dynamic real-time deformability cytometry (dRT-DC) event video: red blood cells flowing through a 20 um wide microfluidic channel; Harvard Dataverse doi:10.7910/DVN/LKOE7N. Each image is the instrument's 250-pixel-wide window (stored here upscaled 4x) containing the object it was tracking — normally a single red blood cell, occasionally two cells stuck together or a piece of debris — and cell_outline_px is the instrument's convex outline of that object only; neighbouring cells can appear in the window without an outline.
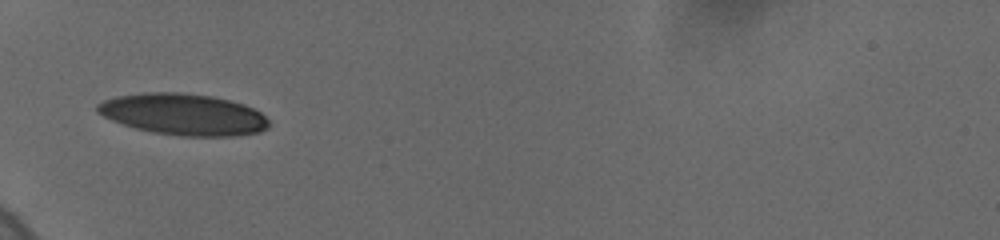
{"species": "human", "species_latin": "Homo sapiens", "temperature_condition": "cold", "stored_images_in_passage": 39, "camera_frame_rate_fps": 3000, "um_per_image_px": 0.085, "donor": {"sex": "female"}, "frame": {"image": 1, "passage_image": 1, "time_ms": 0.0, "image_size_px": [1000, 240], "cell_outline_px": [[268, 128], [260, 132], [236, 136], [180, 136], [152, 132], [136, 128], [112, 120], [96, 112], [96, 104], [104, 100], [116, 96], [144, 92], [180, 92], [212, 96], [244, 104], [260, 112], [268, 120]], "centroid_in_image_um": [15.58, 9.72], "position_along_channel_um": 69.4, "area_um2": 41.44}}
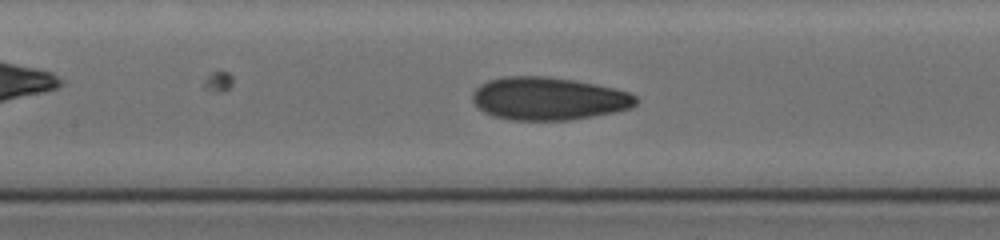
{"frame": {"image": 2, "passage_image": 17, "time_ms": 2.667, "image_size_px": [1000, 240], "cell_outline_px": [[640, 100], [632, 108], [616, 112], [568, 120], [508, 120], [492, 116], [484, 112], [472, 100], [472, 92], [480, 84], [488, 80], [504, 76], [544, 76], [572, 80], [612, 88], [628, 92], [636, 96]], "centroid_in_image_um": [46.6, 8.39], "position_along_channel_um": 160.8, "area_um2": 40.86}}
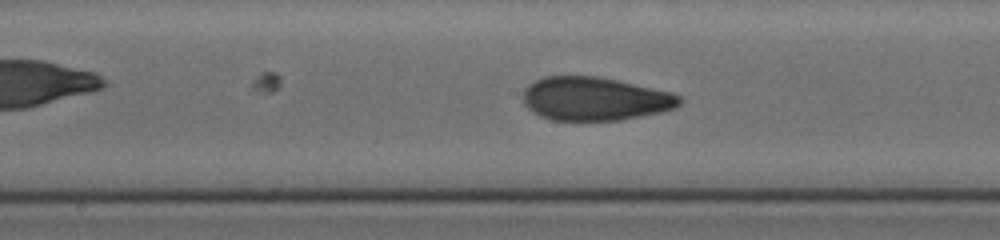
{"frame": {"image": 3, "passage_image": 23, "time_ms": 3.667, "image_size_px": [1000, 240], "cell_outline_px": [[684, 100], [676, 108], [660, 112], [620, 120], [552, 120], [540, 116], [532, 112], [524, 104], [524, 88], [528, 84], [544, 76], [600, 76], [672, 92], [680, 96]], "centroid_in_image_um": [50.57, 8.39], "position_along_channel_um": 197.6, "area_um2": 39.82}}